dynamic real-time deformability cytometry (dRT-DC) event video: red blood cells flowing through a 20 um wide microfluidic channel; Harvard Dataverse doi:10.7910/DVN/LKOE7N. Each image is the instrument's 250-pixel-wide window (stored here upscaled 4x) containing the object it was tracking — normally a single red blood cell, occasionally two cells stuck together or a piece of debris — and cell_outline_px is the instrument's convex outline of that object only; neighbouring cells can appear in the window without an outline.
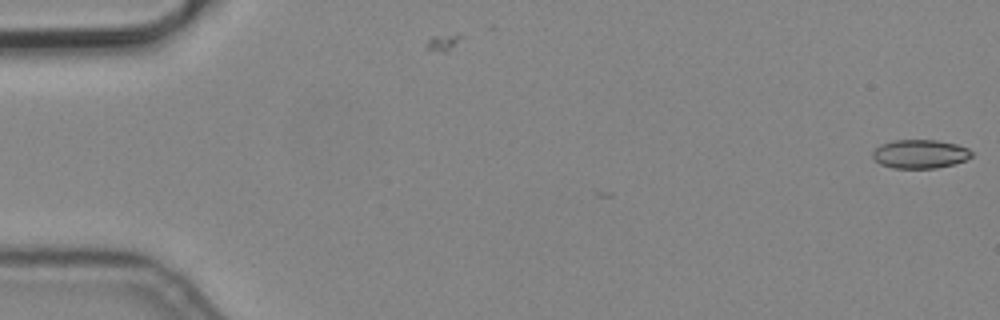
{"species": "common noctule bat (a hibernating species)", "species_latin": "Nyctalus noctula", "temperature_condition": "cold", "stored_images_in_passage": 3, "camera_frame_rate_fps": 3000, "um_per_image_px": 0.085, "animal": {"sex": "male", "body_mass_g": 19.2, "forearm_length_mm": 51.8}, "frame": {"image": 1, "passage_image": 1, "time_ms": 0.0, "image_size_px": [1000, 320], "cell_outline_px": [[972, 156], [964, 160], [952, 164], [936, 168], [892, 168], [880, 164], [872, 156], [872, 152], [880, 144], [892, 140], [936, 140], [956, 144], [968, 148], [972, 152]], "centroid_in_image_um": [78.17, 13.08], "position_along_channel_um": 6.8, "area_um2": 16.53}}